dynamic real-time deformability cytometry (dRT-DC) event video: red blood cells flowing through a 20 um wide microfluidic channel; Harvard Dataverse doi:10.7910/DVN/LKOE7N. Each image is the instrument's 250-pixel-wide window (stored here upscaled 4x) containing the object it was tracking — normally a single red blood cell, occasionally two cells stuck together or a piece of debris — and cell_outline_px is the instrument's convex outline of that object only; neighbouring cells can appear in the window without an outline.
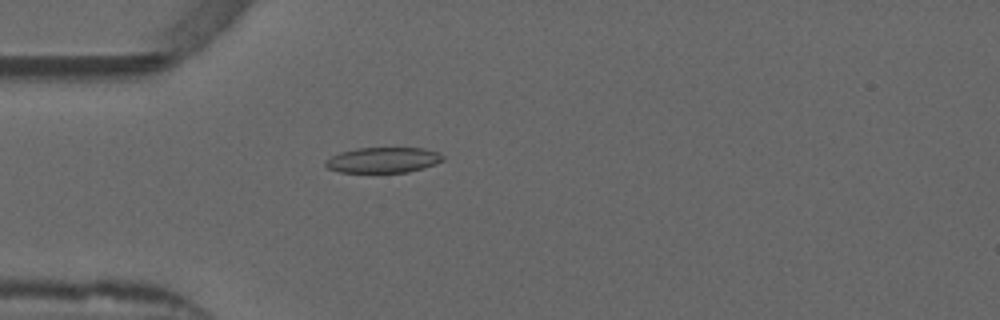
{"species": "common noctule bat (a hibernating species)", "species_latin": "Nyctalus noctula", "temperature_condition": "warm", "stored_images_in_passage": 37, "camera_frame_rate_fps": 3000, "um_per_image_px": 0.085, "animal": {"sex": "male", "forearm_length_mm": 52.5}, "frame": {"image": 1, "passage_image": 1, "time_ms": 0.0, "image_size_px": [1000, 320], "cell_outline_px": [[444, 160], [436, 164], [424, 168], [408, 172], [340, 172], [328, 168], [324, 164], [324, 160], [340, 152], [356, 148], [424, 148], [440, 152], [444, 156]], "centroid_in_image_um": [32.6, 13.6], "position_along_channel_um": 52.4, "area_um2": 17.57}}
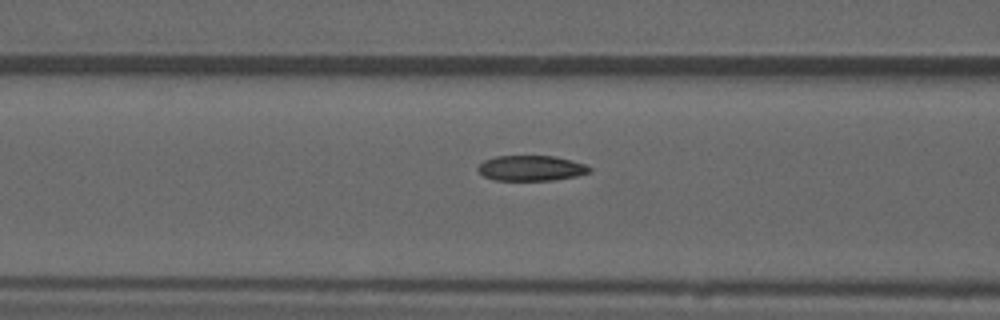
{"frame": {"image": 2, "passage_image": 7, "time_ms": 2.0, "image_size_px": [1000, 320], "cell_outline_px": [[592, 172], [576, 176], [552, 180], [492, 180], [484, 176], [476, 168], [484, 160], [496, 156], [556, 156], [572, 160], [584, 164], [592, 168]], "centroid_in_image_um": [45.16, 14.29], "position_along_channel_um": 121.4, "area_um2": 16.53}}
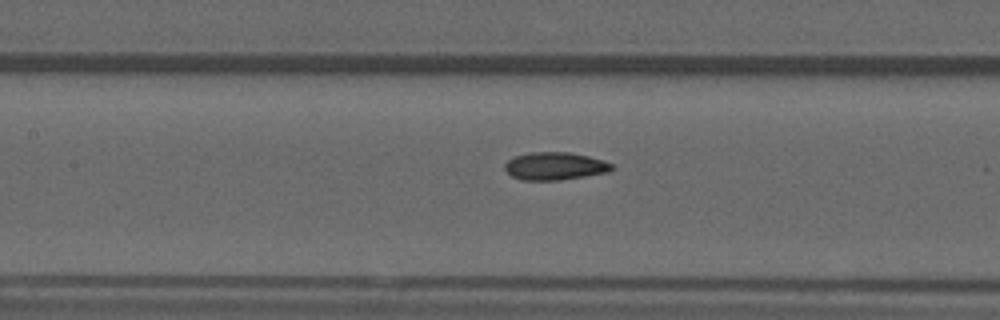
{"frame": {"image": 3, "passage_image": 10, "time_ms": 3.0, "image_size_px": [1000, 320], "cell_outline_px": [[616, 168], [608, 172], [584, 176], [556, 180], [520, 180], [512, 176], [504, 168], [504, 164], [508, 160], [516, 156], [528, 152], [572, 152], [604, 160], [612, 164]], "centroid_in_image_um": [47.18, 14.11], "position_along_channel_um": 160.2, "area_um2": 17.34}, "authors_computed_cell_mechanics": {"area_um2": 16.9932, "velocity_mm_per_s": 3.8687, "shape_relaxation_time_tau1_ms": 8.2429, "shape_relaxation_time_tau2_ms": 1.8652, "deformation_change_tau1": 0.1838, "deformation_change_tau2": 0.074}}